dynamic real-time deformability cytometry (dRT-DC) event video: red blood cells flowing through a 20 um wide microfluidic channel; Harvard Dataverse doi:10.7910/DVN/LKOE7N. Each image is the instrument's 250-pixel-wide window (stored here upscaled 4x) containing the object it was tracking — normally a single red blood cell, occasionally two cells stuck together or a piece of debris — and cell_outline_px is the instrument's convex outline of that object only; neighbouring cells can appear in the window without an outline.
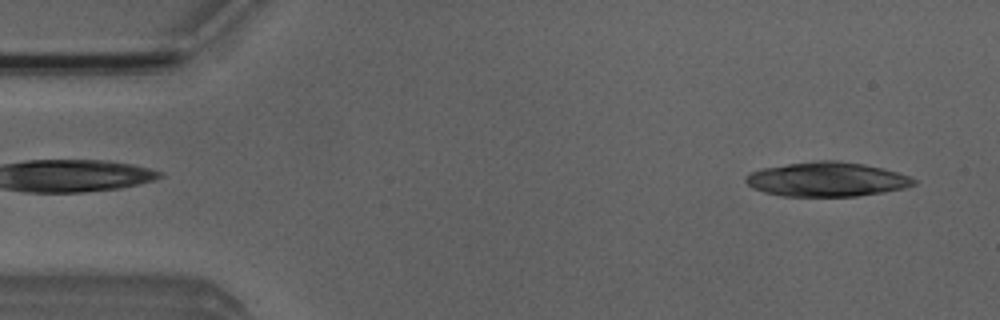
{"species": "Egyptian fruit bat (a non-hibernating species)", "species_latin": "Rousettus aegyptiacus", "temperature_condition": "room temperature", "stored_images_in_passage": 3, "camera_frame_rate_fps": 3000, "um_per_image_px": 0.085, "animal": {"sex": "male"}, "frame": {"image": 1, "passage_image": 3, "time_ms": 3.0, "image_size_px": [1000, 320], "cell_outline_px": [[916, 184], [904, 188], [884, 192], [856, 196], [784, 196], [764, 192], [752, 188], [744, 180], [752, 172], [764, 168], [788, 164], [820, 160], [836, 160], [864, 164], [884, 168], [908, 176], [916, 180]], "centroid_in_image_um": [70.31, 15.25], "position_along_channel_um": 14.7, "area_um2": 33.41}}